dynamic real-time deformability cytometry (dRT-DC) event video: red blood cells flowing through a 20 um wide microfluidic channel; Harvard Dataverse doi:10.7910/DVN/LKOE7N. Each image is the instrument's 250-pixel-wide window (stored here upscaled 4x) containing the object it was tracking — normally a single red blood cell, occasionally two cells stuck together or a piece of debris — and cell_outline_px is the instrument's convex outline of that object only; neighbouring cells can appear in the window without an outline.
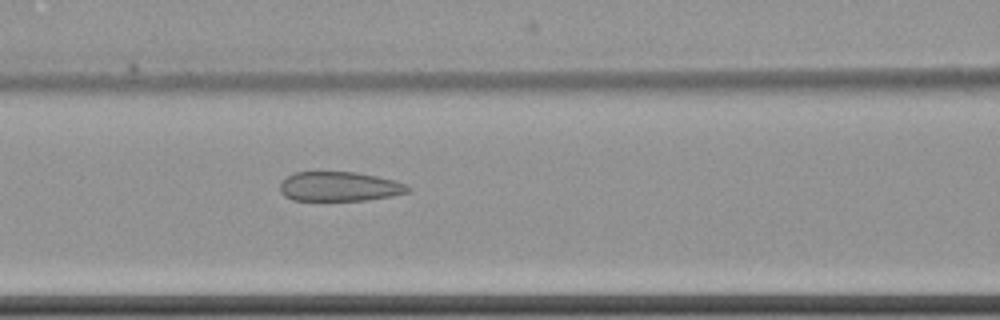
{"species": "common noctule bat (a hibernating species)", "species_latin": "Nyctalus noctula", "temperature_condition": "cold", "stored_images_in_passage": 4, "camera_frame_rate_fps": 3000, "um_per_image_px": 0.085, "animal": {"sex": "female", "body_mass_g": 22.7, "forearm_length_mm": 54.2}, "frame": {"image": 1, "passage_image": 3, "time_ms": 2.333, "image_size_px": [1000, 320], "cell_outline_px": [[412, 188], [408, 192], [392, 196], [364, 200], [292, 200], [284, 196], [280, 192], [280, 184], [288, 176], [296, 172], [356, 172], [396, 180], [408, 184]], "centroid_in_image_um": [28.89, 15.85], "position_along_channel_um": 137.7, "area_um2": 22.02}}